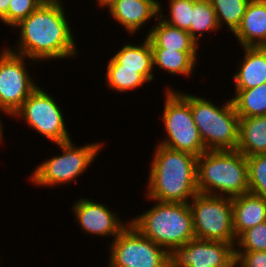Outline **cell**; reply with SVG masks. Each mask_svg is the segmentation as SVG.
<instances>
[{
  "label": "cell",
  "mask_w": 266,
  "mask_h": 267,
  "mask_svg": "<svg viewBox=\"0 0 266 267\" xmlns=\"http://www.w3.org/2000/svg\"><path fill=\"white\" fill-rule=\"evenodd\" d=\"M61 0H44L13 29H19L17 46L7 47L29 60L40 62L76 57L77 45Z\"/></svg>",
  "instance_id": "obj_1"
},
{
  "label": "cell",
  "mask_w": 266,
  "mask_h": 267,
  "mask_svg": "<svg viewBox=\"0 0 266 267\" xmlns=\"http://www.w3.org/2000/svg\"><path fill=\"white\" fill-rule=\"evenodd\" d=\"M154 151L145 192L148 201L189 203L199 193L197 157L159 143Z\"/></svg>",
  "instance_id": "obj_2"
},
{
  "label": "cell",
  "mask_w": 266,
  "mask_h": 267,
  "mask_svg": "<svg viewBox=\"0 0 266 267\" xmlns=\"http://www.w3.org/2000/svg\"><path fill=\"white\" fill-rule=\"evenodd\" d=\"M197 189L229 198L249 193L246 157L238 150L203 152L197 157Z\"/></svg>",
  "instance_id": "obj_3"
},
{
  "label": "cell",
  "mask_w": 266,
  "mask_h": 267,
  "mask_svg": "<svg viewBox=\"0 0 266 267\" xmlns=\"http://www.w3.org/2000/svg\"><path fill=\"white\" fill-rule=\"evenodd\" d=\"M154 201V206L130 219L145 237L170 253L195 238L193 215L189 203Z\"/></svg>",
  "instance_id": "obj_4"
},
{
  "label": "cell",
  "mask_w": 266,
  "mask_h": 267,
  "mask_svg": "<svg viewBox=\"0 0 266 267\" xmlns=\"http://www.w3.org/2000/svg\"><path fill=\"white\" fill-rule=\"evenodd\" d=\"M176 91L190 104L206 151L236 150L240 118L231 98L219 107L209 99Z\"/></svg>",
  "instance_id": "obj_5"
},
{
  "label": "cell",
  "mask_w": 266,
  "mask_h": 267,
  "mask_svg": "<svg viewBox=\"0 0 266 267\" xmlns=\"http://www.w3.org/2000/svg\"><path fill=\"white\" fill-rule=\"evenodd\" d=\"M103 144L96 141L78 147L72 143V140L57 143L56 146L63 151L62 154L42 161L36 166L29 179L33 185L43 188L64 186L73 181L78 183L77 177L79 178V175L94 162Z\"/></svg>",
  "instance_id": "obj_6"
},
{
  "label": "cell",
  "mask_w": 266,
  "mask_h": 267,
  "mask_svg": "<svg viewBox=\"0 0 266 267\" xmlns=\"http://www.w3.org/2000/svg\"><path fill=\"white\" fill-rule=\"evenodd\" d=\"M165 88L162 120L167 137L159 144L199 157L206 149L195 125L191 106L176 90Z\"/></svg>",
  "instance_id": "obj_7"
},
{
  "label": "cell",
  "mask_w": 266,
  "mask_h": 267,
  "mask_svg": "<svg viewBox=\"0 0 266 267\" xmlns=\"http://www.w3.org/2000/svg\"><path fill=\"white\" fill-rule=\"evenodd\" d=\"M189 205L195 238L236 243L232 198L197 193Z\"/></svg>",
  "instance_id": "obj_8"
},
{
  "label": "cell",
  "mask_w": 266,
  "mask_h": 267,
  "mask_svg": "<svg viewBox=\"0 0 266 267\" xmlns=\"http://www.w3.org/2000/svg\"><path fill=\"white\" fill-rule=\"evenodd\" d=\"M111 241L108 267H169V253L131 223Z\"/></svg>",
  "instance_id": "obj_9"
},
{
  "label": "cell",
  "mask_w": 266,
  "mask_h": 267,
  "mask_svg": "<svg viewBox=\"0 0 266 267\" xmlns=\"http://www.w3.org/2000/svg\"><path fill=\"white\" fill-rule=\"evenodd\" d=\"M63 115L62 109L51 94L38 86L13 117L23 118L27 126L56 145L71 140Z\"/></svg>",
  "instance_id": "obj_10"
},
{
  "label": "cell",
  "mask_w": 266,
  "mask_h": 267,
  "mask_svg": "<svg viewBox=\"0 0 266 267\" xmlns=\"http://www.w3.org/2000/svg\"><path fill=\"white\" fill-rule=\"evenodd\" d=\"M0 51V108L12 117L38 85L26 69L27 57L8 48Z\"/></svg>",
  "instance_id": "obj_11"
},
{
  "label": "cell",
  "mask_w": 266,
  "mask_h": 267,
  "mask_svg": "<svg viewBox=\"0 0 266 267\" xmlns=\"http://www.w3.org/2000/svg\"><path fill=\"white\" fill-rule=\"evenodd\" d=\"M235 244L191 239L169 253V267H235Z\"/></svg>",
  "instance_id": "obj_12"
},
{
  "label": "cell",
  "mask_w": 266,
  "mask_h": 267,
  "mask_svg": "<svg viewBox=\"0 0 266 267\" xmlns=\"http://www.w3.org/2000/svg\"><path fill=\"white\" fill-rule=\"evenodd\" d=\"M71 209L80 229L84 233L98 237L110 236L114 240L130 223V221L123 222L124 220L120 219L106 204L89 198L78 199Z\"/></svg>",
  "instance_id": "obj_13"
},
{
  "label": "cell",
  "mask_w": 266,
  "mask_h": 267,
  "mask_svg": "<svg viewBox=\"0 0 266 267\" xmlns=\"http://www.w3.org/2000/svg\"><path fill=\"white\" fill-rule=\"evenodd\" d=\"M160 3L158 0H118L107 11L129 34L134 35L153 17L157 20Z\"/></svg>",
  "instance_id": "obj_14"
},
{
  "label": "cell",
  "mask_w": 266,
  "mask_h": 267,
  "mask_svg": "<svg viewBox=\"0 0 266 267\" xmlns=\"http://www.w3.org/2000/svg\"><path fill=\"white\" fill-rule=\"evenodd\" d=\"M233 34L242 47H266V3L251 0Z\"/></svg>",
  "instance_id": "obj_15"
},
{
  "label": "cell",
  "mask_w": 266,
  "mask_h": 267,
  "mask_svg": "<svg viewBox=\"0 0 266 267\" xmlns=\"http://www.w3.org/2000/svg\"><path fill=\"white\" fill-rule=\"evenodd\" d=\"M244 53L233 75L235 90H243L266 83V47H242Z\"/></svg>",
  "instance_id": "obj_16"
},
{
  "label": "cell",
  "mask_w": 266,
  "mask_h": 267,
  "mask_svg": "<svg viewBox=\"0 0 266 267\" xmlns=\"http://www.w3.org/2000/svg\"><path fill=\"white\" fill-rule=\"evenodd\" d=\"M232 210L236 239L247 229L266 221V201L250 192L232 198Z\"/></svg>",
  "instance_id": "obj_17"
},
{
  "label": "cell",
  "mask_w": 266,
  "mask_h": 267,
  "mask_svg": "<svg viewBox=\"0 0 266 267\" xmlns=\"http://www.w3.org/2000/svg\"><path fill=\"white\" fill-rule=\"evenodd\" d=\"M156 24L149 28L150 30L146 35L152 49L199 51L200 45L191 37L189 32L170 26L159 17Z\"/></svg>",
  "instance_id": "obj_18"
},
{
  "label": "cell",
  "mask_w": 266,
  "mask_h": 267,
  "mask_svg": "<svg viewBox=\"0 0 266 267\" xmlns=\"http://www.w3.org/2000/svg\"><path fill=\"white\" fill-rule=\"evenodd\" d=\"M119 49L113 58L120 64V69H140V74L148 83L155 79L153 53L147 37L141 44L124 43Z\"/></svg>",
  "instance_id": "obj_19"
},
{
  "label": "cell",
  "mask_w": 266,
  "mask_h": 267,
  "mask_svg": "<svg viewBox=\"0 0 266 267\" xmlns=\"http://www.w3.org/2000/svg\"><path fill=\"white\" fill-rule=\"evenodd\" d=\"M236 150L245 157L266 154V115L240 118Z\"/></svg>",
  "instance_id": "obj_20"
},
{
  "label": "cell",
  "mask_w": 266,
  "mask_h": 267,
  "mask_svg": "<svg viewBox=\"0 0 266 267\" xmlns=\"http://www.w3.org/2000/svg\"><path fill=\"white\" fill-rule=\"evenodd\" d=\"M153 66L167 71L171 75L190 77L196 69L198 51H177L152 49Z\"/></svg>",
  "instance_id": "obj_21"
},
{
  "label": "cell",
  "mask_w": 266,
  "mask_h": 267,
  "mask_svg": "<svg viewBox=\"0 0 266 267\" xmlns=\"http://www.w3.org/2000/svg\"><path fill=\"white\" fill-rule=\"evenodd\" d=\"M239 118L266 115V83L253 88L235 90L231 98Z\"/></svg>",
  "instance_id": "obj_22"
},
{
  "label": "cell",
  "mask_w": 266,
  "mask_h": 267,
  "mask_svg": "<svg viewBox=\"0 0 266 267\" xmlns=\"http://www.w3.org/2000/svg\"><path fill=\"white\" fill-rule=\"evenodd\" d=\"M106 84L112 91L126 93L142 87L148 81L140 74V69H120V64L111 56L106 68Z\"/></svg>",
  "instance_id": "obj_23"
},
{
  "label": "cell",
  "mask_w": 266,
  "mask_h": 267,
  "mask_svg": "<svg viewBox=\"0 0 266 267\" xmlns=\"http://www.w3.org/2000/svg\"><path fill=\"white\" fill-rule=\"evenodd\" d=\"M219 29L216 12L211 2L209 0H193L191 25L188 31L191 37L200 45V38L205 32H217Z\"/></svg>",
  "instance_id": "obj_24"
},
{
  "label": "cell",
  "mask_w": 266,
  "mask_h": 267,
  "mask_svg": "<svg viewBox=\"0 0 266 267\" xmlns=\"http://www.w3.org/2000/svg\"><path fill=\"white\" fill-rule=\"evenodd\" d=\"M216 12L219 27L225 24L233 33L241 23L248 3L251 0H209ZM224 24V25H223Z\"/></svg>",
  "instance_id": "obj_25"
},
{
  "label": "cell",
  "mask_w": 266,
  "mask_h": 267,
  "mask_svg": "<svg viewBox=\"0 0 266 267\" xmlns=\"http://www.w3.org/2000/svg\"><path fill=\"white\" fill-rule=\"evenodd\" d=\"M169 11L164 17L162 5L159 4V18L170 26L189 31L193 10V0H168ZM162 11V13H161Z\"/></svg>",
  "instance_id": "obj_26"
},
{
  "label": "cell",
  "mask_w": 266,
  "mask_h": 267,
  "mask_svg": "<svg viewBox=\"0 0 266 267\" xmlns=\"http://www.w3.org/2000/svg\"><path fill=\"white\" fill-rule=\"evenodd\" d=\"M249 192L266 201V154L246 157Z\"/></svg>",
  "instance_id": "obj_27"
},
{
  "label": "cell",
  "mask_w": 266,
  "mask_h": 267,
  "mask_svg": "<svg viewBox=\"0 0 266 267\" xmlns=\"http://www.w3.org/2000/svg\"><path fill=\"white\" fill-rule=\"evenodd\" d=\"M235 251H266V221L244 231L237 238Z\"/></svg>",
  "instance_id": "obj_28"
},
{
  "label": "cell",
  "mask_w": 266,
  "mask_h": 267,
  "mask_svg": "<svg viewBox=\"0 0 266 267\" xmlns=\"http://www.w3.org/2000/svg\"><path fill=\"white\" fill-rule=\"evenodd\" d=\"M44 0H11L7 16L1 21L5 26L14 27L21 20L27 18Z\"/></svg>",
  "instance_id": "obj_29"
},
{
  "label": "cell",
  "mask_w": 266,
  "mask_h": 267,
  "mask_svg": "<svg viewBox=\"0 0 266 267\" xmlns=\"http://www.w3.org/2000/svg\"><path fill=\"white\" fill-rule=\"evenodd\" d=\"M235 267H266V251H235Z\"/></svg>",
  "instance_id": "obj_30"
},
{
  "label": "cell",
  "mask_w": 266,
  "mask_h": 267,
  "mask_svg": "<svg viewBox=\"0 0 266 267\" xmlns=\"http://www.w3.org/2000/svg\"><path fill=\"white\" fill-rule=\"evenodd\" d=\"M11 0H0V22L7 16Z\"/></svg>",
  "instance_id": "obj_31"
},
{
  "label": "cell",
  "mask_w": 266,
  "mask_h": 267,
  "mask_svg": "<svg viewBox=\"0 0 266 267\" xmlns=\"http://www.w3.org/2000/svg\"><path fill=\"white\" fill-rule=\"evenodd\" d=\"M116 1H118V0H97V3H98L100 8L103 7V9H104V7L109 8Z\"/></svg>",
  "instance_id": "obj_32"
},
{
  "label": "cell",
  "mask_w": 266,
  "mask_h": 267,
  "mask_svg": "<svg viewBox=\"0 0 266 267\" xmlns=\"http://www.w3.org/2000/svg\"><path fill=\"white\" fill-rule=\"evenodd\" d=\"M0 113H4L3 110L0 108ZM3 121L1 122V118H0V143L4 142L3 141V137H4V133H3V125H2Z\"/></svg>",
  "instance_id": "obj_33"
},
{
  "label": "cell",
  "mask_w": 266,
  "mask_h": 267,
  "mask_svg": "<svg viewBox=\"0 0 266 267\" xmlns=\"http://www.w3.org/2000/svg\"><path fill=\"white\" fill-rule=\"evenodd\" d=\"M256 1H259V2H262V3H266V0H256Z\"/></svg>",
  "instance_id": "obj_34"
}]
</instances>
